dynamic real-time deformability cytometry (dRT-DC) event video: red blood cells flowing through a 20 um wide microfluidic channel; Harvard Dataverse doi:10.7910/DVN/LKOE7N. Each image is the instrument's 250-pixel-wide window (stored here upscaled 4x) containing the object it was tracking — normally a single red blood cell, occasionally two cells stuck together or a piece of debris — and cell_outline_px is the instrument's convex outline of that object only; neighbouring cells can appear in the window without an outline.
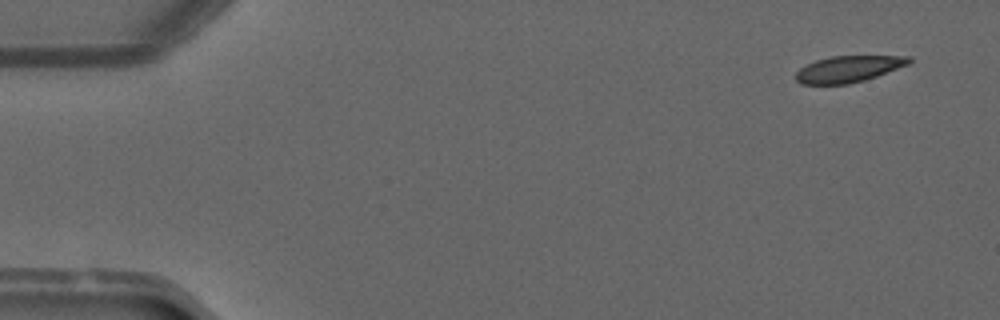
{"species": "common noctule bat (a hibernating species)", "species_latin": "Nyctalus noctula", "temperature_condition": "warm", "stored_images_in_passage": 9, "camera_frame_rate_fps": 3000, "um_per_image_px": 0.085, "animal": {"sex": "male", "forearm_length_mm": 52.5}, "frame": {"image": 1, "passage_image": 1, "time_ms": 0.0, "image_size_px": [1000, 320], "cell_outline_px": [[912, 60], [908, 64], [876, 76], [864, 80], [848, 84], [800, 84], [796, 80], [796, 72], [804, 64], [816, 60], [832, 56], [912, 56]], "centroid_in_image_um": [72.08, 5.86], "position_along_channel_um": 12.9, "area_um2": 17.34}}